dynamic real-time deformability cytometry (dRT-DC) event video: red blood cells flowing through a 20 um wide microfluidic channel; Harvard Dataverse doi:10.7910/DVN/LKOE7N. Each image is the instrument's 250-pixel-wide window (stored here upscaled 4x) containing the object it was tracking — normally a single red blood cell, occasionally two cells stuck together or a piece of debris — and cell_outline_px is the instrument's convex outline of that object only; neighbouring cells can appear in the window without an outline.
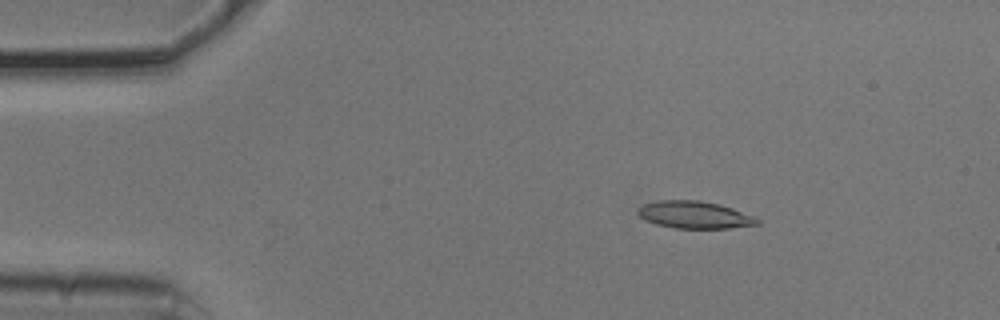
{"species": "common noctule bat (a hibernating species)", "species_latin": "Nyctalus noctula", "temperature_condition": "cold", "stored_images_in_passage": 5, "camera_frame_rate_fps": 3000, "um_per_image_px": 0.085, "animal": {"sex": "male", "body_mass_g": 20.5, "forearm_length_mm": 52.5}, "frame": {"image": 1, "passage_image": 3, "time_ms": 0.667, "image_size_px": [1000, 320], "cell_outline_px": [[760, 224], [728, 228], [676, 228], [656, 224], [640, 216], [636, 212], [636, 208], [644, 204], [660, 200], [700, 200], [720, 204], [756, 216], [760, 220]], "centroid_in_image_um": [59.06, 18.25], "position_along_channel_um": 25.9, "area_um2": 19.02}}